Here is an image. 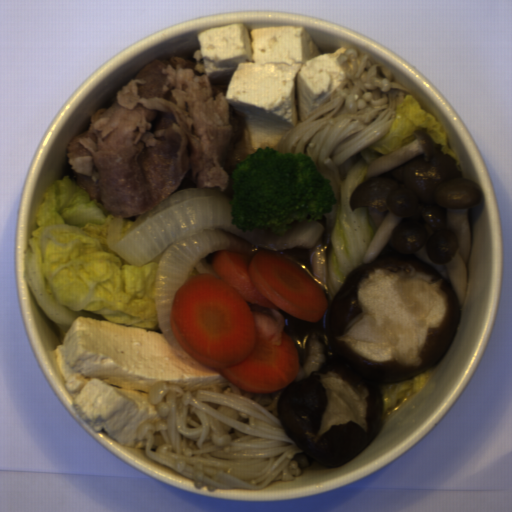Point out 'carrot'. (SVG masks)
<instances>
[{
  "instance_id": "1",
  "label": "carrot",
  "mask_w": 512,
  "mask_h": 512,
  "mask_svg": "<svg viewBox=\"0 0 512 512\" xmlns=\"http://www.w3.org/2000/svg\"><path fill=\"white\" fill-rule=\"evenodd\" d=\"M211 267L217 276L195 274L175 293L169 323L176 341L243 391L284 389L299 372L300 354L278 310L320 322L326 293L301 265L267 249L220 250Z\"/></svg>"
}]
</instances>
